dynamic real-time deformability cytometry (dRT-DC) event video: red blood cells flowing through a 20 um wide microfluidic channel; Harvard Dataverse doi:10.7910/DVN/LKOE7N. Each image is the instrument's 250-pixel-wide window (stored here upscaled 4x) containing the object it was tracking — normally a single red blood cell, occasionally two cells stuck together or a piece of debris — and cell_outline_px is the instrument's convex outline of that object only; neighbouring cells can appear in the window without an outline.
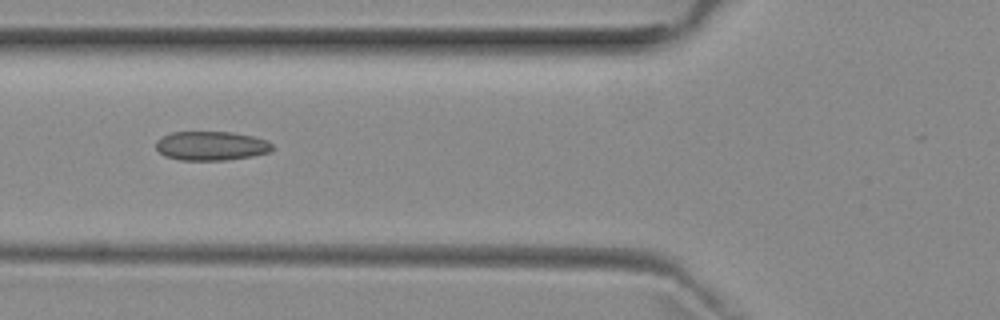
{"species": "common noctule bat (a hibernating species)", "species_latin": "Nyctalus noctula", "temperature_condition": "room temperature", "stored_images_in_passage": 8, "camera_frame_rate_fps": 3000, "um_per_image_px": 0.085, "animal": {"sex": "female", "body_mass_g": 29.2, "forearm_length_mm": 56.3}, "frame": {"image": 1, "passage_image": 6, "time_ms": 6.333, "image_size_px": [1000, 320], "cell_outline_px": [[272, 148], [268, 152], [252, 156], [224, 160], [180, 160], [164, 156], [156, 148], [156, 140], [160, 136], [172, 132], [232, 132], [252, 136], [264, 140], [272, 144]], "centroid_in_image_um": [17.89, 12.39], "position_along_channel_um": 107.9, "area_um2": 19.65}}
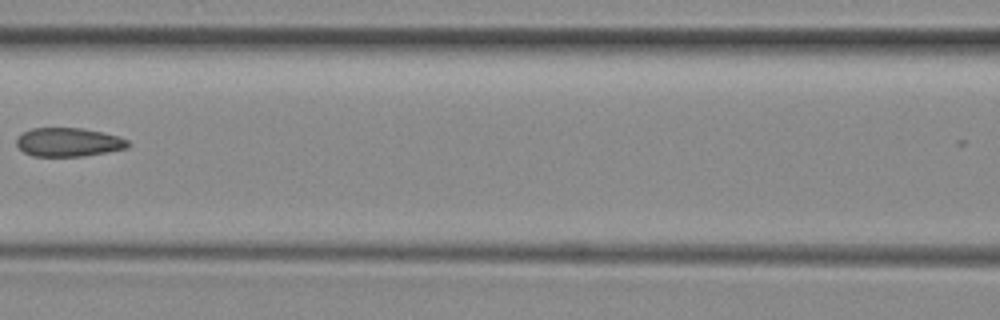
{"frame": {"image": 2, "passage_image": 7, "time_ms": 7.667, "image_size_px": [1000, 320], "cell_outline_px": [[128, 148], [84, 156], [32, 156], [24, 152], [16, 144], [16, 140], [24, 132], [32, 128], [84, 128], [104, 132], [128, 140]], "centroid_in_image_um": [5.82, 12.08], "position_along_channel_um": 160.8, "area_um2": 18.55}}
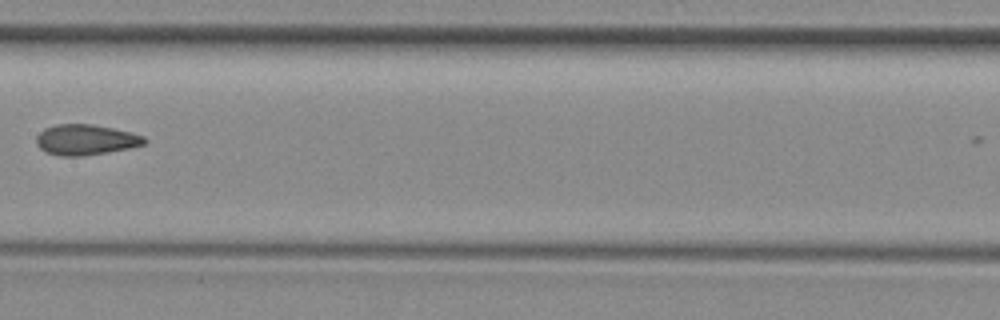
{"frame": {"image": 3, "passage_image": 8, "time_ms": 8.667, "image_size_px": [1000, 320], "cell_outline_px": [[148, 140], [144, 144], [128, 148], [108, 152], [80, 156], [60, 156], [48, 152], [40, 148], [36, 144], [36, 136], [44, 128], [56, 124], [92, 124], [132, 132], [144, 136]], "centroid_in_image_um": [7.28, 11.87], "position_along_channel_um": 200.1, "area_um2": 19.19}}